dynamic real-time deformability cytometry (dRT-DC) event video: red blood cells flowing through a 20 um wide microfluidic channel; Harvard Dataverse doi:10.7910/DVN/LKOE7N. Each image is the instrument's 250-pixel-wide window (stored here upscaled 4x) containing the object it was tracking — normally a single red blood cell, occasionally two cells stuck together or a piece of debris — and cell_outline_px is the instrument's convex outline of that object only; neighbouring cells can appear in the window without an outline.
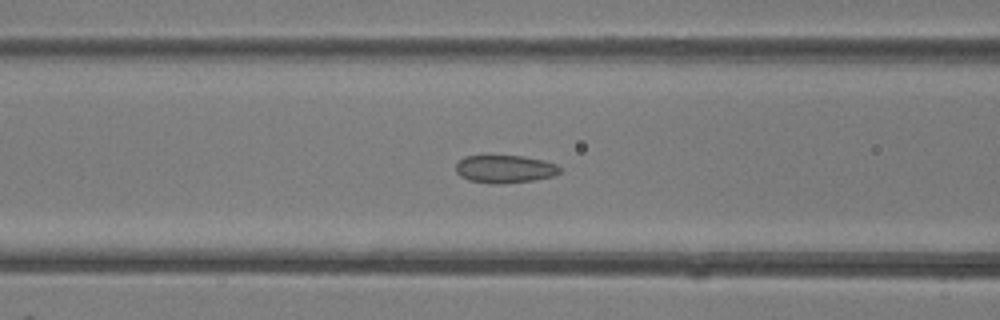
{"species": "common noctule bat (a hibernating species)", "species_latin": "Nyctalus noctula", "temperature_condition": "room temperature", "stored_images_in_passage": 42, "camera_frame_rate_fps": 3000, "um_per_image_px": 0.085, "animal": {"sex": "female"}, "frame": {"image": 1, "passage_image": 17, "time_ms": 5.333, "image_size_px": [1000, 320], "cell_outline_px": [[560, 172], [552, 176], [532, 180], [500, 184], [496, 184], [468, 180], [460, 176], [456, 172], [456, 164], [464, 156], [524, 156], [544, 160], [556, 164], [560, 168]], "centroid_in_image_um": [42.9, 14.36], "position_along_channel_um": 123.7, "area_um2": 16.76}}
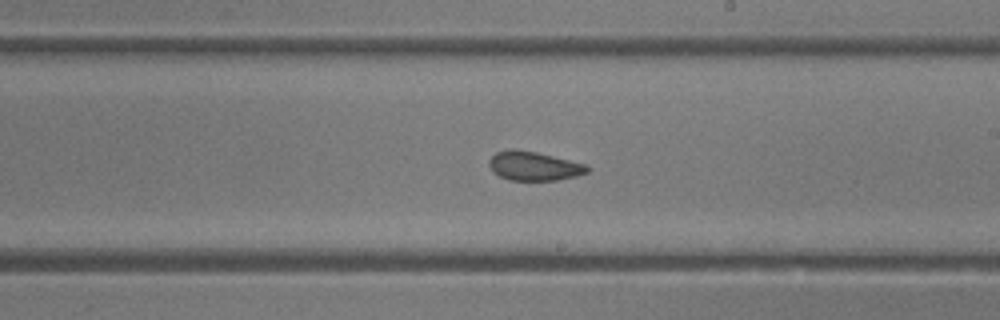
{"frame": {"image": 2, "passage_image": 24, "time_ms": 7.667, "image_size_px": [1000, 320], "cell_outline_px": [[588, 172], [576, 176], [556, 180], [508, 180], [500, 176], [488, 164], [488, 160], [496, 152], [512, 148], [536, 152], [584, 164], [588, 168]], "centroid_in_image_um": [45.35, 14.11], "position_along_channel_um": 243.7, "area_um2": 16.3}}
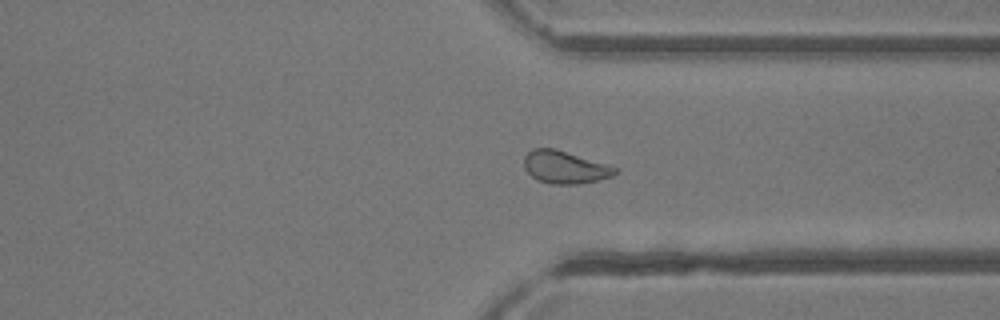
{"frame": {"image": 3, "passage_image": 31, "time_ms": 10.0, "image_size_px": [1000, 320], "cell_outline_px": [[620, 172], [612, 176], [580, 184], [552, 184], [536, 180], [524, 168], [524, 156], [532, 148], [556, 148], [620, 168]], "centroid_in_image_um": [48.03, 14.21], "position_along_channel_um": 363.4, "area_um2": 17.51}}